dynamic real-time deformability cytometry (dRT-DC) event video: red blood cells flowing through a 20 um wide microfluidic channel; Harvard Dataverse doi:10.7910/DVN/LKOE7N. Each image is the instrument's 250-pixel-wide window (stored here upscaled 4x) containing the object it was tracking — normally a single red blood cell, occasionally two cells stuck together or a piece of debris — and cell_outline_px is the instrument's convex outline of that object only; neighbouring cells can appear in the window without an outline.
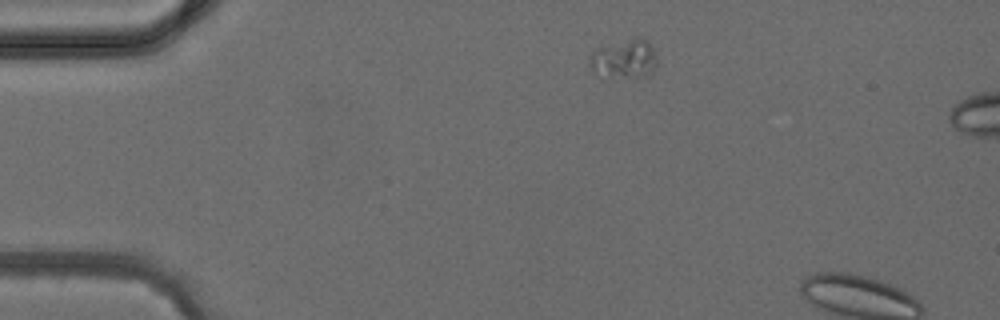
{"species": "common noctule bat (a hibernating species)", "species_latin": "Nyctalus noctula", "temperature_condition": "cold", "stored_images_in_passage": 2, "camera_frame_rate_fps": 3000, "um_per_image_px": 0.085, "animal": {"sex": "female", "body_mass_g": 24.6, "forearm_length_mm": 56.2}, "frame": {"image": 1, "passage_image": 1, "time_ms": 0.0, "image_size_px": [1000, 320], "cell_outline_px": [[656, 64], [652, 72], [644, 76], [608, 76], [592, 68], [588, 64], [588, 60], [600, 48], [632, 36], [644, 36], [652, 44], [656, 56]], "centroid_in_image_um": [53.16, 4.93], "position_along_channel_um": 31.8, "area_um2": 14.97}}